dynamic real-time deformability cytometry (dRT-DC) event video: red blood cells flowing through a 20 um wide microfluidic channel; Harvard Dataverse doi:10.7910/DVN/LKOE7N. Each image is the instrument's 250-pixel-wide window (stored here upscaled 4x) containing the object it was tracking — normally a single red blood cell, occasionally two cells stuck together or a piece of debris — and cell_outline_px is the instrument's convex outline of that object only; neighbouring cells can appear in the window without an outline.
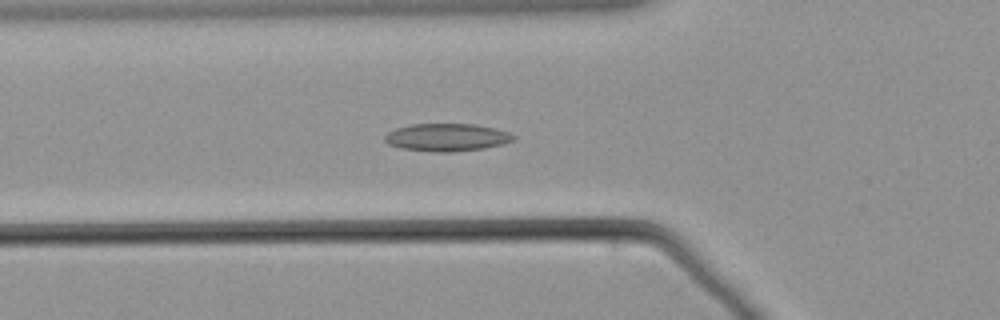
{"species": "common noctule bat (a hibernating species)", "species_latin": "Nyctalus noctula", "temperature_condition": "warm", "stored_images_in_passage": 47, "camera_frame_rate_fps": 3000, "um_per_image_px": 0.085, "animal": {"sex": "male", "body_mass_g": 21.5, "forearm_length_mm": 52.0}, "frame": {"image": 1, "passage_image": 9, "time_ms": 2.667, "image_size_px": [1000, 320], "cell_outline_px": [[516, 140], [504, 144], [484, 148], [448, 152], [432, 152], [400, 148], [388, 144], [384, 140], [384, 136], [388, 132], [396, 128], [412, 124], [476, 124], [496, 128], [508, 132], [516, 136]], "centroid_in_image_um": [38.0, 11.67], "position_along_channel_um": 87.8, "area_um2": 20.92}}
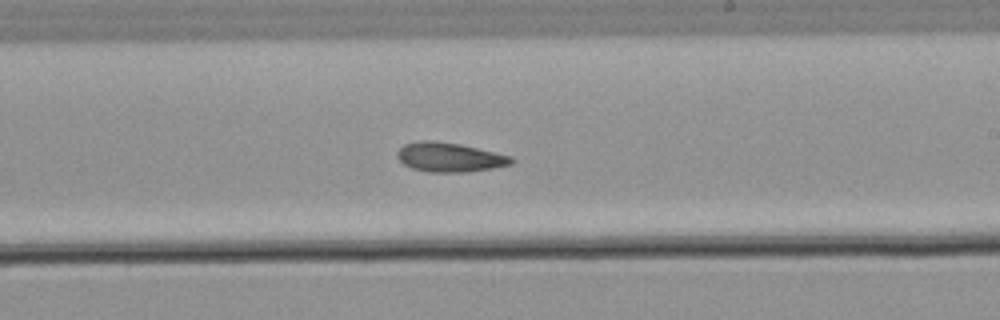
{"frame": {"image": 2, "passage_image": 23, "time_ms": 7.333, "image_size_px": [1000, 320], "cell_outline_px": [[516, 160], [512, 164], [492, 168], [468, 172], [428, 172], [412, 168], [404, 164], [396, 156], [396, 152], [404, 144], [420, 140], [436, 140], [460, 144], [512, 156]], "centroid_in_image_um": [38.21, 13.36], "position_along_channel_um": 250.8, "area_um2": 19.65}}
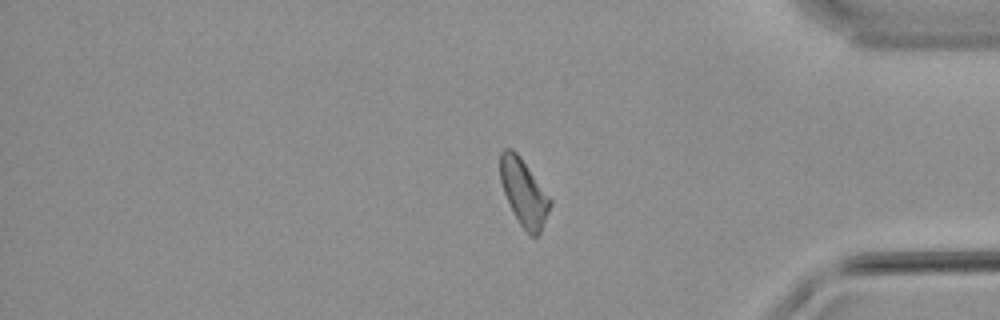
{"frame": {"image": 3, "passage_image": 37, "time_ms": 12.0, "image_size_px": [1000, 320], "cell_outline_px": [[552, 204], [540, 232], [536, 236], [532, 236], [520, 224], [512, 212], [504, 192], [500, 180], [500, 152], [504, 148], [512, 148], [520, 156], [552, 200]], "centroid_in_image_um": [44.51, 16.34], "position_along_channel_um": 390.7, "area_um2": 19.25}}